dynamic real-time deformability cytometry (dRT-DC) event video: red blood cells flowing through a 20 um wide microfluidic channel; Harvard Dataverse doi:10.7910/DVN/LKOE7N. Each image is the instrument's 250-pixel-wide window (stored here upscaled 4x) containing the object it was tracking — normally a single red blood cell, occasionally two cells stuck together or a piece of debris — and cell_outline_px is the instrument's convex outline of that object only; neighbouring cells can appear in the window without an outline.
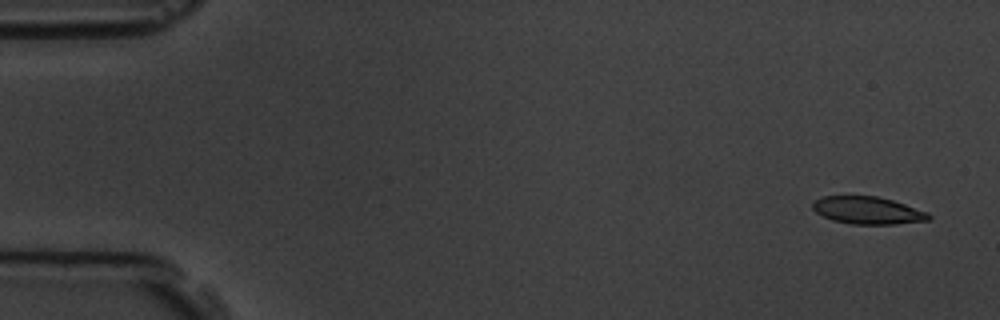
{"species": "common noctule bat (a hibernating species)", "species_latin": "Nyctalus noctula", "temperature_condition": "room temperature", "stored_images_in_passage": 5, "camera_frame_rate_fps": 3000, "um_per_image_px": 0.085, "animal": {"sex": "male", "body_mass_g": 19.5, "forearm_length_mm": 54.6}, "frame": {"image": 1, "passage_image": 1, "time_ms": 0.0, "image_size_px": [1000, 320], "cell_outline_px": [[932, 216], [928, 220], [892, 224], [852, 224], [832, 220], [816, 212], [812, 208], [812, 204], [816, 200], [824, 196], [876, 196], [892, 200], [928, 212]], "centroid_in_image_um": [73.75, 17.88], "position_along_channel_um": 11.3, "area_um2": 18.32}}
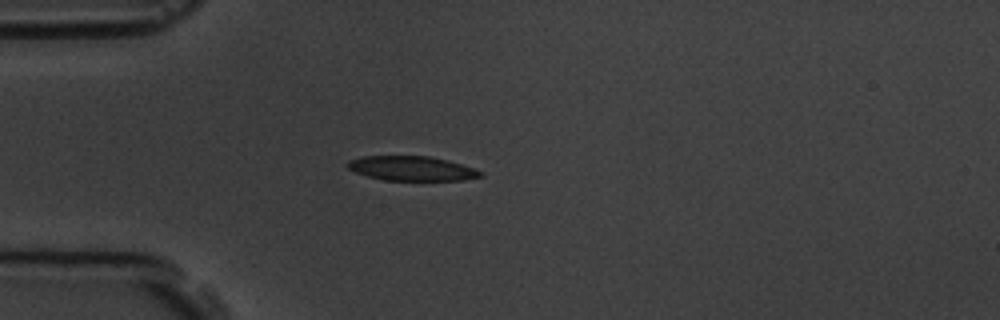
{"frame": {"image": 2, "passage_image": 4, "time_ms": 4.333, "image_size_px": [1000, 320], "cell_outline_px": [[484, 176], [464, 180], [384, 180], [368, 176], [356, 172], [348, 168], [344, 164], [348, 160], [360, 156], [428, 156], [448, 160], [472, 168], [480, 172]], "centroid_in_image_um": [34.94, 14.31], "position_along_channel_um": 50.1, "area_um2": 18.9}}